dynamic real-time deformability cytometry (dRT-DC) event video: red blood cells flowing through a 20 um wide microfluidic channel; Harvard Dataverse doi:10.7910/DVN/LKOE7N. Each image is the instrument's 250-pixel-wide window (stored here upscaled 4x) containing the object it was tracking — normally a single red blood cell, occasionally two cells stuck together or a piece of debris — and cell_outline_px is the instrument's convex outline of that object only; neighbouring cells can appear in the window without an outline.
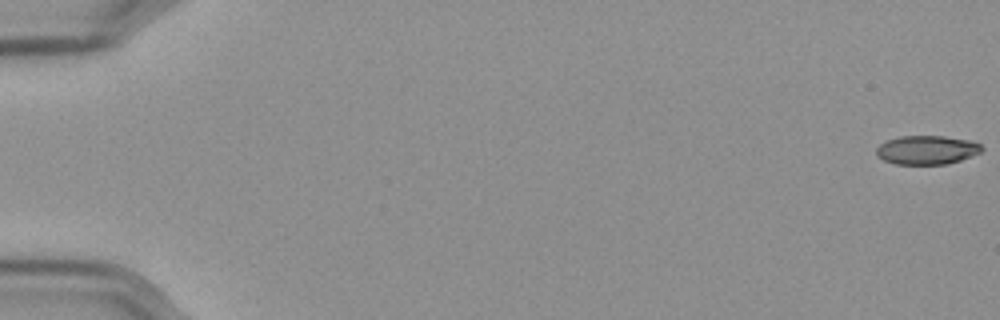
{"species": "Egyptian fruit bat (a non-hibernating species)", "species_latin": "Rousettus aegyptiacus", "temperature_condition": "cold", "stored_images_in_passage": 12, "camera_frame_rate_fps": 3000, "um_per_image_px": 0.085, "frame": {"image": 1, "passage_image": 1, "time_ms": 0.0, "image_size_px": [1000, 320], "cell_outline_px": [[984, 148], [980, 152], [960, 160], [948, 164], [896, 164], [884, 160], [876, 156], [876, 148], [880, 144], [888, 140], [900, 136], [944, 136], [972, 140], [980, 144]], "centroid_in_image_um": [78.78, 12.74], "position_along_channel_um": 6.2, "area_um2": 17.74}}